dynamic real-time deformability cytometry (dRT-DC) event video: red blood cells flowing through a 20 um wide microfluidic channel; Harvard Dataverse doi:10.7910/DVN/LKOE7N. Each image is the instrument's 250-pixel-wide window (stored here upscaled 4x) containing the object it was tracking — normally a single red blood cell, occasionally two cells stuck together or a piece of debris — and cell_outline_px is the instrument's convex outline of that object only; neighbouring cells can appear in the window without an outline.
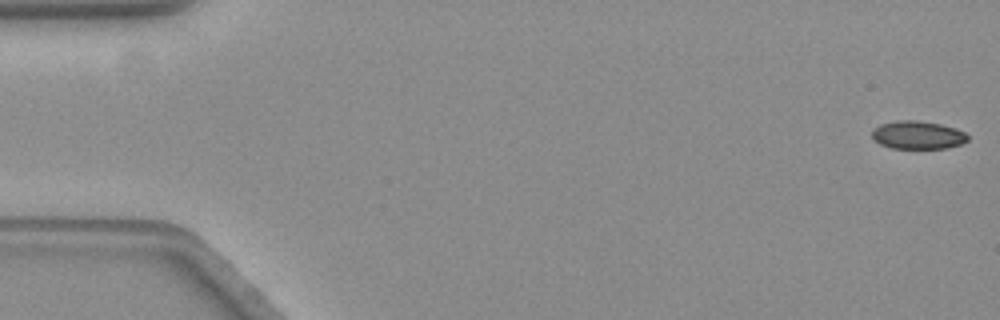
{"species": "common noctule bat (a hibernating species)", "species_latin": "Nyctalus noctula", "temperature_condition": "warm", "stored_images_in_passage": 47, "camera_frame_rate_fps": 3000, "um_per_image_px": 0.085, "animal": {"sex": "female", "body_mass_g": 19.3, "forearm_length_mm": 54.1}, "frame": {"image": 1, "passage_image": 1, "time_ms": 0.0, "image_size_px": [1000, 320], "cell_outline_px": [[968, 140], [960, 144], [944, 148], [892, 148], [880, 144], [872, 136], [872, 128], [880, 124], [896, 120], [916, 120], [940, 124], [964, 132], [968, 136]], "centroid_in_image_um": [77.96, 11.47], "position_along_channel_um": 7.0, "area_um2": 15.49}}
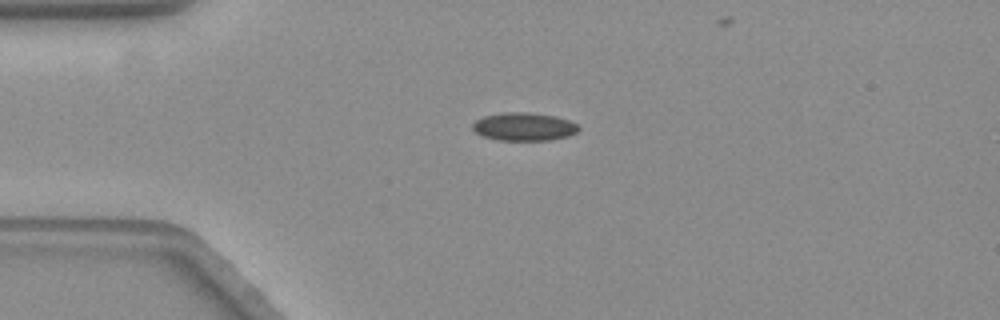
{"frame": {"image": 2, "passage_image": 14, "time_ms": 4.333, "image_size_px": [1000, 320], "cell_outline_px": [[580, 128], [576, 132], [568, 136], [552, 140], [500, 140], [484, 136], [476, 132], [472, 128], [472, 124], [476, 120], [484, 116], [504, 112], [528, 112], [556, 116], [568, 120], [576, 124]], "centroid_in_image_um": [44.54, 10.76], "position_along_channel_um": 40.5, "area_um2": 17.28}}
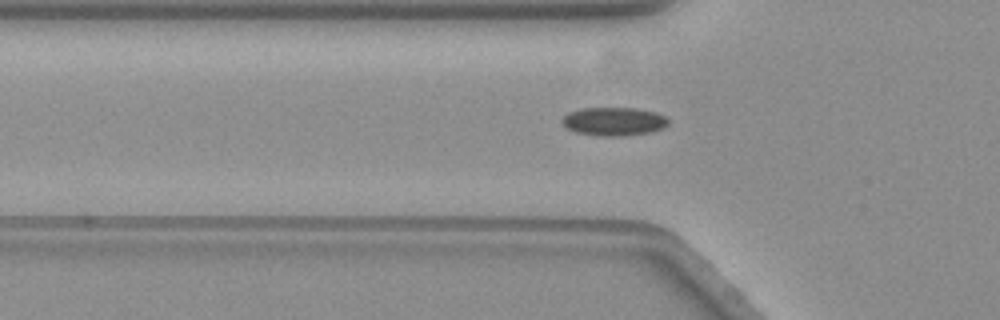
{"frame": {"image": 3, "passage_image": 19, "time_ms": 6.0, "image_size_px": [1000, 320], "cell_outline_px": [[668, 124], [664, 128], [652, 132], [624, 136], [600, 136], [576, 132], [568, 128], [560, 120], [568, 112], [580, 108], [636, 108], [656, 112], [664, 116], [668, 120]], "centroid_in_image_um": [52.19, 10.32], "position_along_channel_um": 73.6, "area_um2": 17.69}}